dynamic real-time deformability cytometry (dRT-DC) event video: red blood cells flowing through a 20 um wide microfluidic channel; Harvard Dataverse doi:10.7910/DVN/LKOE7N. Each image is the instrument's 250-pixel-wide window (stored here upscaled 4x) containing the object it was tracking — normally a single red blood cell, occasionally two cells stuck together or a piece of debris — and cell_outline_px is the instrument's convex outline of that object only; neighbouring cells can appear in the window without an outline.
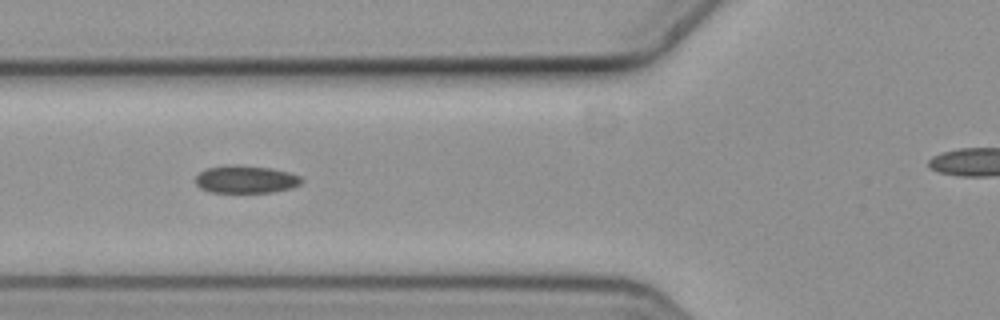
{"species": "common noctule bat (a hibernating species)", "species_latin": "Nyctalus noctula", "temperature_condition": "cold", "stored_images_in_passage": 7, "camera_frame_rate_fps": 3000, "um_per_image_px": 0.085, "animal": {"sex": "female", "body_mass_g": 19.3, "forearm_length_mm": 54.1}, "frame": {"image": 1, "passage_image": 4, "time_ms": 1.0, "image_size_px": [1000, 320], "cell_outline_px": [[304, 180], [300, 184], [292, 188], [272, 192], [208, 192], [200, 188], [196, 184], [196, 176], [200, 172], [208, 168], [224, 164], [240, 164], [272, 168], [288, 172], [300, 176]], "centroid_in_image_um": [20.89, 15.23], "position_along_channel_um": 104.9, "area_um2": 17.34}}
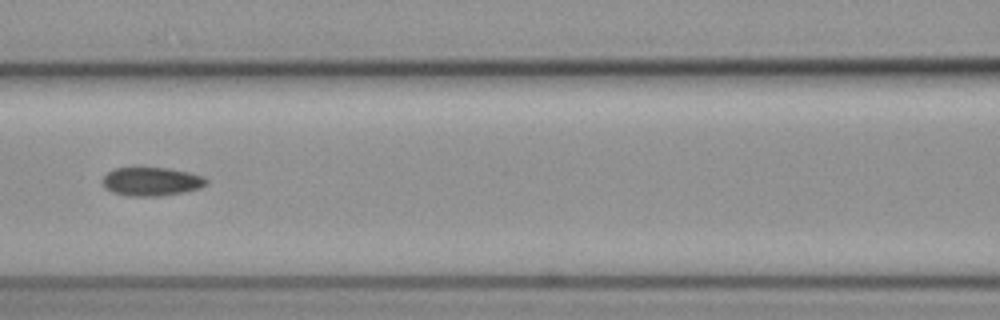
{"frame": {"image": 2, "passage_image": 5, "time_ms": 1.333, "image_size_px": [1000, 320], "cell_outline_px": [[208, 180], [200, 188], [184, 192], [160, 196], [124, 196], [112, 192], [104, 188], [100, 180], [108, 172], [116, 168], [168, 168], [188, 172], [200, 176]], "centroid_in_image_um": [12.8, 15.44], "position_along_channel_um": 153.8, "area_um2": 17.28}}